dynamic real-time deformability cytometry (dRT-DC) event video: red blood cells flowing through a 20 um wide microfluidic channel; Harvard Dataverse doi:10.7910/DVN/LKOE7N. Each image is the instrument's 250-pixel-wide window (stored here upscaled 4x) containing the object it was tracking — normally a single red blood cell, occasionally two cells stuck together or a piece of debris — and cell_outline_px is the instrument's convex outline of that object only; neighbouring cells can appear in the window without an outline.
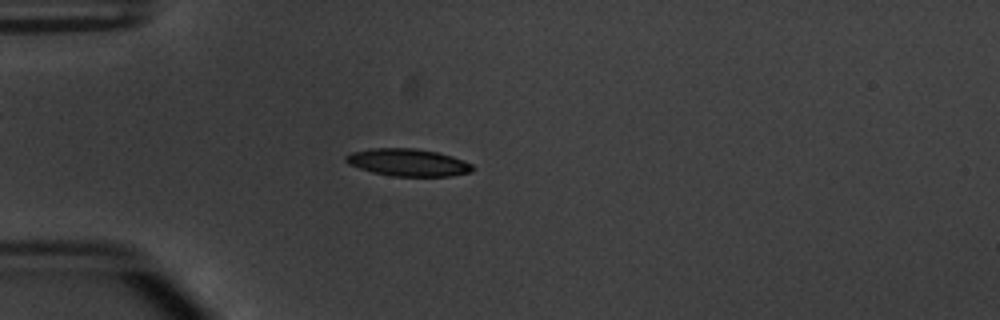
{"species": "common noctule bat (a hibernating species)", "species_latin": "Nyctalus noctula", "temperature_condition": "warm", "stored_images_in_passage": 53, "camera_frame_rate_fps": 3000, "um_per_image_px": 0.085, "animal": {"sex": "male", "body_mass_g": 20.1, "forearm_length_mm": 53.5}, "frame": {"image": 1, "passage_image": 15, "time_ms": 4.667, "image_size_px": [1000, 320], "cell_outline_px": [[472, 172], [452, 176], [392, 176], [372, 172], [348, 164], [344, 160], [344, 156], [352, 152], [372, 148], [416, 148], [436, 152], [452, 156], [472, 164]], "centroid_in_image_um": [34.66, 13.81], "position_along_channel_um": 50.3, "area_um2": 20.17}}
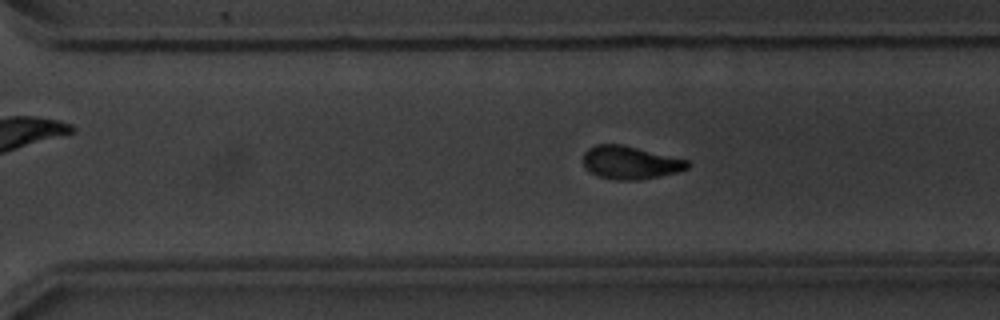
{"frame": {"image": 2, "passage_image": 37, "time_ms": 12.0, "image_size_px": [1000, 320], "cell_outline_px": [[688, 168], [680, 172], [660, 176], [636, 180], [616, 180], [600, 176], [592, 172], [584, 164], [584, 152], [588, 148], [596, 144], [620, 144], [688, 160]], "centroid_in_image_um": [53.58, 13.82], "position_along_channel_um": 317.0, "area_um2": 19.77}}
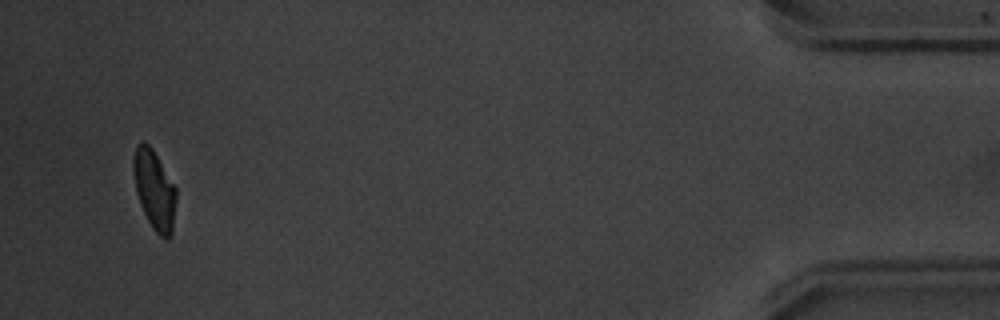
{"frame": {"image": 3, "passage_image": 51, "time_ms": 16.667, "image_size_px": [1000, 320], "cell_outline_px": [[176, 200], [172, 236], [168, 240], [164, 240], [152, 228], [140, 204], [136, 192], [132, 172], [132, 156], [136, 144], [144, 140], [152, 148], [176, 188]], "centroid_in_image_um": [13.1, 16.13], "position_along_channel_um": 422.1, "area_um2": 20.11}, "authors_computed_cell_mechanics": {"area_um2": 20.1144, "velocity_mm_per_s": 3.8321, "shape_relaxation_time_tau1_ms": 2.3377, "shape_relaxation_time_tau2_ms": 3.3164, "deformation_change_tau1": 0.1466, "deformation_change_tau2": 0.096}}